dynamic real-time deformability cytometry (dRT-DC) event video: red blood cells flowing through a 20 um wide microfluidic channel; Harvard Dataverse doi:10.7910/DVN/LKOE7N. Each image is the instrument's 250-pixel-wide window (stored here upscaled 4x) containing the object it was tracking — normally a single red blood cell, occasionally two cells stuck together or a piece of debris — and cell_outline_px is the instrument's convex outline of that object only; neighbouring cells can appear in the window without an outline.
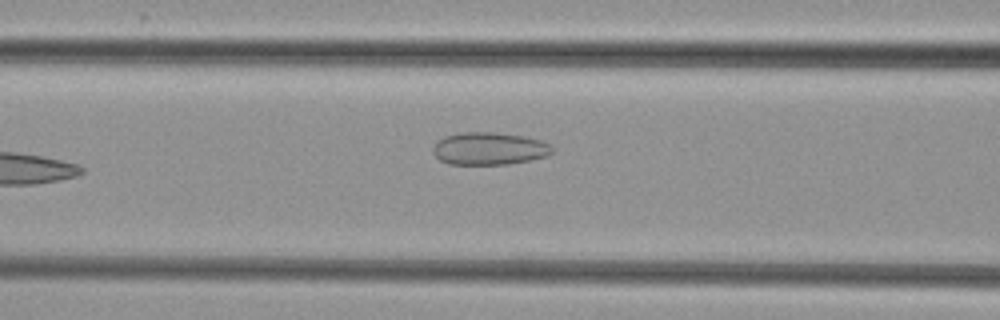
{"species": "common noctule bat (a hibernating species)", "species_latin": "Nyctalus noctula", "temperature_condition": "cold", "stored_images_in_passage": 6, "camera_frame_rate_fps": 3000, "um_per_image_px": 0.085, "animal": {"sex": "female", "body_mass_g": 29.2, "forearm_length_mm": 56.3}, "frame": {"image": 1, "passage_image": 6, "time_ms": 6.667, "image_size_px": [1000, 320], "cell_outline_px": [[556, 148], [548, 156], [532, 160], [508, 164], [448, 164], [440, 160], [432, 152], [432, 148], [436, 140], [444, 136], [464, 132], [496, 132], [524, 136], [540, 140]], "centroid_in_image_um": [41.58, 12.63], "position_along_channel_um": 125.0, "area_um2": 22.89}}